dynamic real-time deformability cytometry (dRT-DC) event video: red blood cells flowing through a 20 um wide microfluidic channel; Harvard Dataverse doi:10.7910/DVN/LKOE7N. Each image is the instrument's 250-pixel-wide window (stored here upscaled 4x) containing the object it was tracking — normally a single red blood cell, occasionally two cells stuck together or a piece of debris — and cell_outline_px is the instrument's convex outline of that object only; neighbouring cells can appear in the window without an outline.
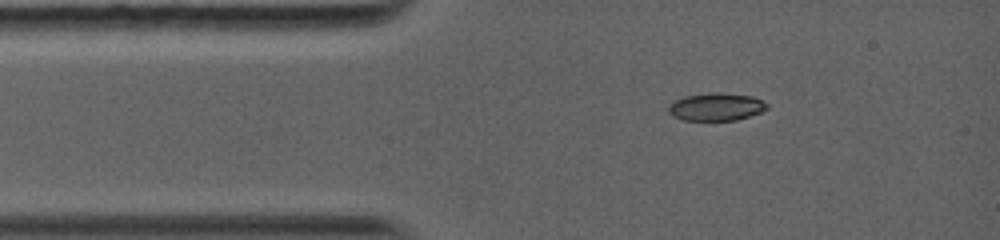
{"species": "common noctule bat (a hibernating species)", "species_latin": "Nyctalus noctula", "temperature_condition": "warm", "stored_images_in_passage": 29, "camera_frame_rate_fps": 5000, "um_per_image_px": 0.085, "animal": {"sex": "female", "body_mass_g": 19.0, "forearm_length_mm": 56.7}, "frame": {"image": 1, "passage_image": 1, "time_ms": 0.0, "image_size_px": [1000, 240], "cell_outline_px": [[768, 108], [760, 112], [736, 120], [684, 120], [672, 116], [668, 112], [668, 108], [676, 100], [684, 96], [708, 92], [720, 92], [752, 96], [768, 104]], "centroid_in_image_um": [60.86, 9.07], "position_along_channel_um": 24.1, "area_um2": 15.84}}
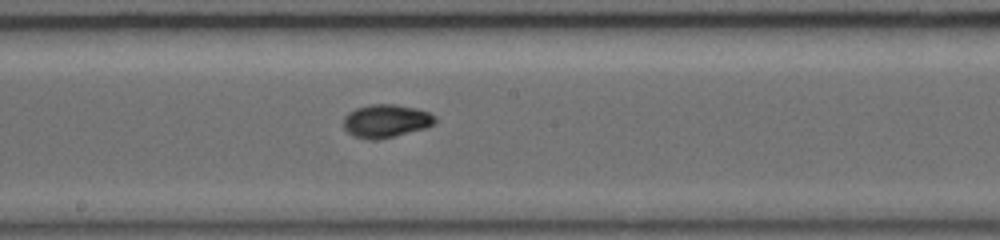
{"frame": {"image": 2, "passage_image": 12, "time_ms": 5.2, "image_size_px": [1000, 240], "cell_outline_px": [[436, 124], [424, 128], [376, 140], [372, 140], [352, 136], [344, 128], [344, 116], [348, 112], [356, 108], [368, 104], [396, 104], [416, 108], [428, 112], [436, 116]], "centroid_in_image_um": [32.8, 10.27], "position_along_channel_um": 215.4, "area_um2": 17.69}}
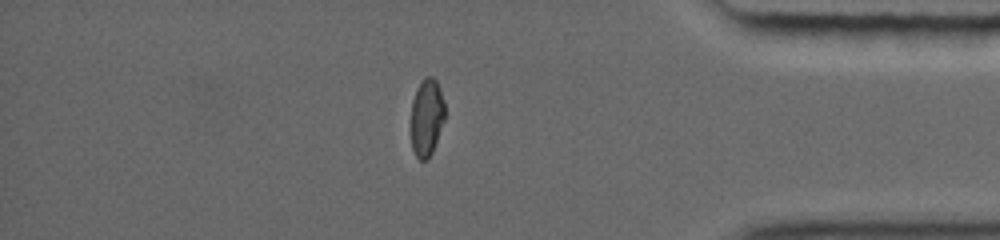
{"frame": {"image": 3, "passage_image": 22, "time_ms": 10.2, "image_size_px": [1000, 240], "cell_outline_px": [[444, 120], [432, 152], [428, 160], [420, 160], [416, 156], [412, 148], [412, 100], [416, 88], [420, 80], [424, 76], [432, 76], [436, 80], [440, 88], [444, 100]], "centroid_in_image_um": [36.27, 9.93], "position_along_channel_um": 398.9, "area_um2": 15.32}, "authors_computed_cell_mechanics": {"area_um2": 16.762, "velocity_mm_per_s": 4.1658, "shape_relaxation_time_tau1_ms": 4.8942, "shape_relaxation_time_tau2_ms": 1.3586, "deformation_change_tau1": 0.2239, "deformation_change_tau2": 0.0374}}